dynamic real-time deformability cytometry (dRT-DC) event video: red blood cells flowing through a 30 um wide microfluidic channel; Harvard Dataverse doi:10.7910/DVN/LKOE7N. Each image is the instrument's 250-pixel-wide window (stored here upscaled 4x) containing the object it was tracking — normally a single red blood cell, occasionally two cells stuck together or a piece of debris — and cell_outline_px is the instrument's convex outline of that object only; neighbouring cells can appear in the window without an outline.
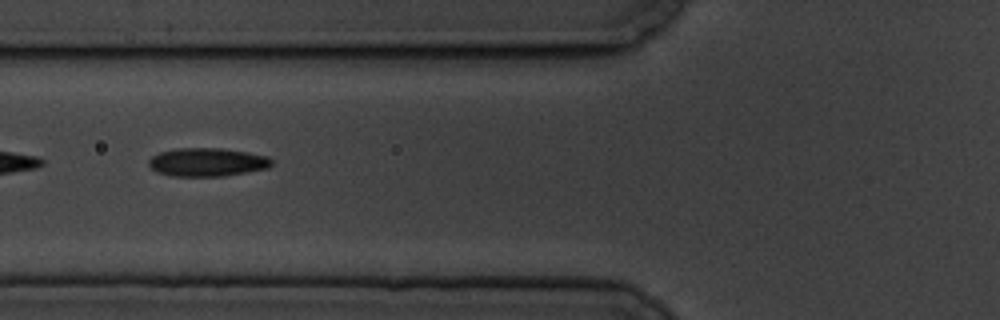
{"species": "common noctule bat (a hibernating species)", "species_latin": "Nyctalus noctula", "temperature_condition": "cold", "stored_images_in_passage": 16, "camera_frame_rate_fps": 3000, "um_per_image_px": 0.085, "animal": {"sex": "male", "body_mass_g": 19.5, "forearm_length_mm": 54.6}, "frame": {"image": 1, "passage_image": 7, "time_ms": 8.0, "image_size_px": [1000, 320], "cell_outline_px": [[272, 164], [268, 168], [220, 176], [172, 176], [156, 172], [148, 164], [148, 160], [152, 156], [160, 152], [176, 148], [220, 148], [248, 152], [268, 156], [272, 160]], "centroid_in_image_um": [17.59, 13.77], "position_along_channel_um": 108.2, "area_um2": 20.29}}
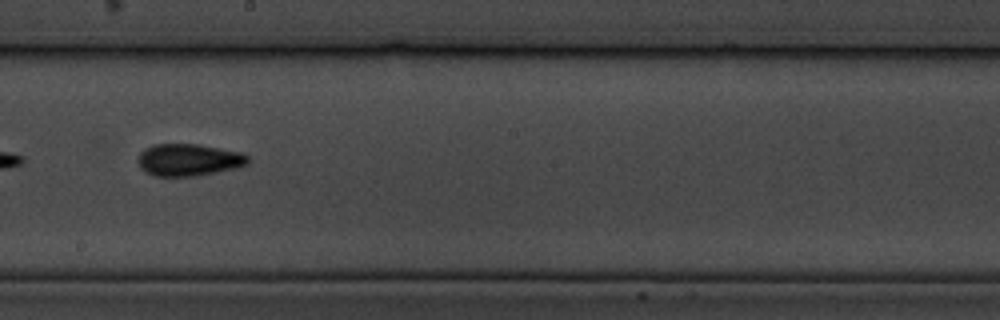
{"frame": {"image": 2, "passage_image": 10, "time_ms": 11.667, "image_size_px": [1000, 320], "cell_outline_px": [[248, 164], [216, 172], [196, 176], [152, 176], [144, 172], [140, 168], [136, 160], [140, 152], [144, 148], [152, 144], [196, 144], [240, 152], [248, 156]], "centroid_in_image_um": [15.95, 13.59], "position_along_channel_um": 232.3, "area_um2": 20.63}, "authors_computed_cell_mechanics": {"area_um2": 19.1029, "velocity_mm_per_s": 3.3954, "shape_relaxation_time_tau1_ms": 1.324, "shape_relaxation_time_tau2_ms": null, "deformation_change_tau1": 0.0546, "deformation_change_tau2": null}}